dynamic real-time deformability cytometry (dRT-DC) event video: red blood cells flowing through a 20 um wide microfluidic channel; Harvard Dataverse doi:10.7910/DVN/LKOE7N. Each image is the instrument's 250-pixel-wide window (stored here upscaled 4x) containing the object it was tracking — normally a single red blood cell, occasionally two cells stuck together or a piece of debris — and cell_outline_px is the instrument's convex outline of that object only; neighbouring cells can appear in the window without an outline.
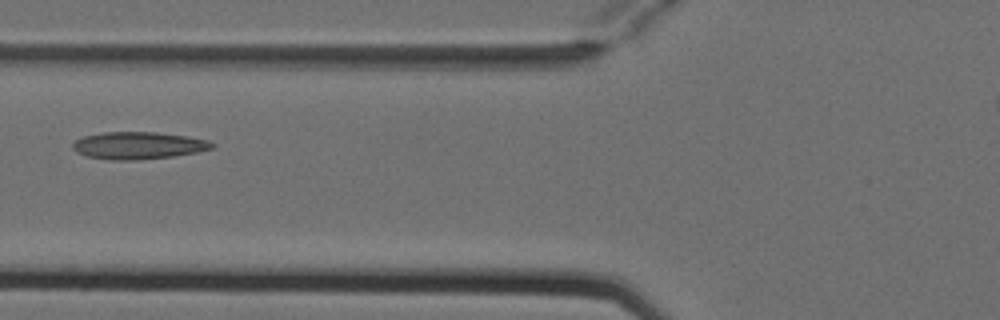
{"species": "Egyptian fruit bat (a non-hibernating species)", "species_latin": "Rousettus aegyptiacus", "temperature_condition": "cold", "stored_images_in_passage": 6, "camera_frame_rate_fps": 3000, "um_per_image_px": 0.085, "animal": {"sex": "female"}, "frame": {"image": 1, "passage_image": 6, "time_ms": 1.667, "image_size_px": [1000, 320], "cell_outline_px": [[216, 148], [196, 152], [172, 156], [136, 160], [108, 160], [88, 156], [76, 152], [72, 148], [72, 144], [76, 140], [84, 136], [104, 132], [156, 132], [188, 136], [208, 140], [216, 144]], "centroid_in_image_um": [11.78, 12.36], "position_along_channel_um": 114.0, "area_um2": 22.2}}